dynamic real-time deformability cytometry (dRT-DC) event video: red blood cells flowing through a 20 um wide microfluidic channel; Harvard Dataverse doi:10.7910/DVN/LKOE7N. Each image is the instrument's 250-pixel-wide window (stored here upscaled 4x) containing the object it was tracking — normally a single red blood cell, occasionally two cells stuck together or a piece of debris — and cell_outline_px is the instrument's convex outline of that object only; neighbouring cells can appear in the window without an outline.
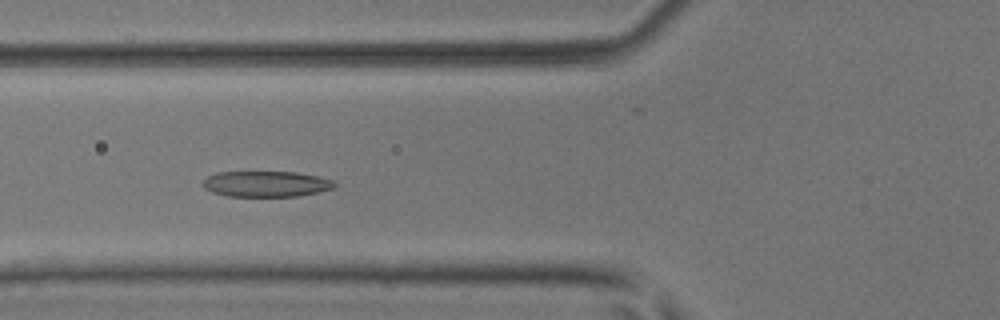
{"species": "common noctule bat (a hibernating species)", "species_latin": "Nyctalus noctula", "temperature_condition": "room temperature", "stored_images_in_passage": 40, "camera_frame_rate_fps": 3000, "um_per_image_px": 0.085, "animal": {"sex": "male", "body_mass_g": 17.9, "forearm_length_mm": 54.2}, "frame": {"image": 1, "passage_image": 13, "time_ms": 4.0, "image_size_px": [1000, 320], "cell_outline_px": [[336, 188], [320, 192], [300, 196], [228, 196], [212, 192], [204, 188], [200, 184], [208, 176], [216, 172], [296, 172], [316, 176], [332, 180], [336, 184]], "centroid_in_image_um": [22.62, 15.64], "position_along_channel_um": 103.2, "area_um2": 19.88}}
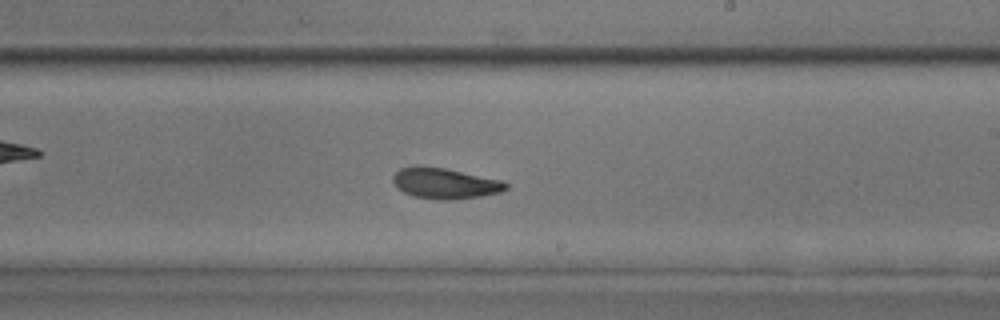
{"frame": {"image": 2, "passage_image": 24, "time_ms": 7.667, "image_size_px": [1000, 320], "cell_outline_px": [[508, 188], [500, 192], [480, 196], [452, 200], [440, 200], [412, 196], [404, 192], [392, 180], [392, 176], [400, 168], [444, 168], [504, 180], [508, 184]], "centroid_in_image_um": [37.89, 15.61], "position_along_channel_um": 251.1, "area_um2": 19.77}}
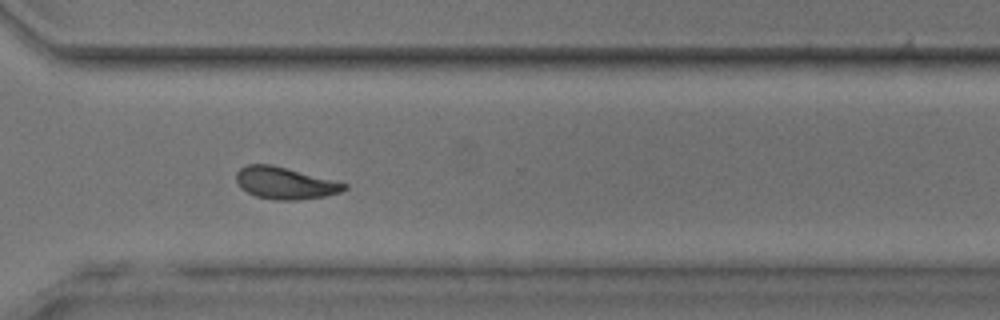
{"frame": {"image": 3, "passage_image": 31, "time_ms": 10.0, "image_size_px": [1000, 320], "cell_outline_px": [[348, 188], [340, 192], [324, 196], [300, 200], [272, 200], [256, 196], [240, 188], [236, 180], [236, 172], [240, 168], [248, 164], [272, 164], [336, 180], [348, 184]], "centroid_in_image_um": [24.24, 15.56], "position_along_channel_um": 346.4, "area_um2": 20.35}, "authors_computed_cell_mechanics": {"area_um2": 19.8543, "velocity_mm_per_s": 4.0547, "shape_relaxation_time_tau1_ms": 4.0788, "shape_relaxation_time_tau2_ms": 1.8488, "deformation_change_tau1": 0.153, "deformation_change_tau2": 0.0942}}